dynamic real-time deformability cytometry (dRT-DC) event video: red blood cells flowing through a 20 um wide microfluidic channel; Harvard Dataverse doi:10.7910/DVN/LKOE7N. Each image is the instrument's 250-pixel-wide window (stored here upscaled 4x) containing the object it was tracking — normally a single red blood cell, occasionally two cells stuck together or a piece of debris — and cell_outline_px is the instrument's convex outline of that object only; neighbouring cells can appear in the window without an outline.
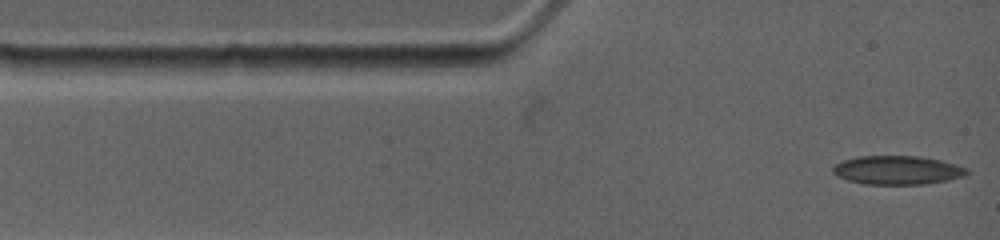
{"species": "common noctule bat (a hibernating species)", "species_latin": "Nyctalus noctula", "temperature_condition": "warm", "stored_images_in_passage": 5, "camera_frame_rate_fps": 4500, "um_per_image_px": 0.085, "animal": {"sex": "female", "body_mass_g": 19.0, "forearm_length_mm": 53.3}, "frame": {"image": 1, "passage_image": 1, "time_ms": 0.0, "image_size_px": [1000, 240], "cell_outline_px": [[968, 172], [964, 176], [948, 180], [924, 184], [864, 184], [848, 180], [836, 176], [832, 172], [832, 168], [836, 164], [844, 160], [860, 156], [916, 156], [940, 160], [956, 164], [968, 168]], "centroid_in_image_um": [76.27, 14.46], "position_along_channel_um": 8.7, "area_um2": 22.37}}
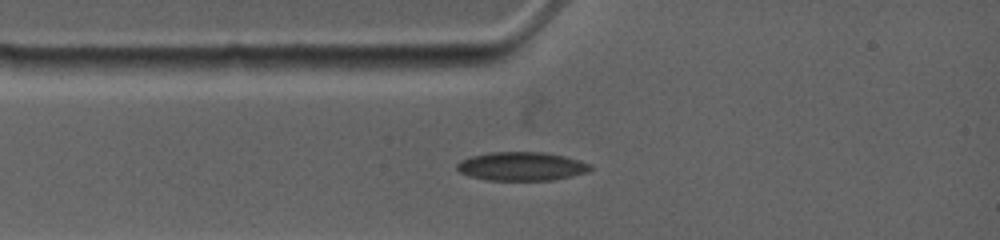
{"frame": {"image": 2, "passage_image": 4, "time_ms": 1.778, "image_size_px": [1000, 240], "cell_outline_px": [[592, 168], [588, 172], [552, 180], [488, 180], [468, 176], [460, 172], [456, 168], [456, 164], [460, 160], [468, 156], [492, 152], [544, 152], [564, 156], [580, 160], [592, 164]], "centroid_in_image_um": [44.31, 14.13], "position_along_channel_um": 40.7, "area_um2": 22.43}}